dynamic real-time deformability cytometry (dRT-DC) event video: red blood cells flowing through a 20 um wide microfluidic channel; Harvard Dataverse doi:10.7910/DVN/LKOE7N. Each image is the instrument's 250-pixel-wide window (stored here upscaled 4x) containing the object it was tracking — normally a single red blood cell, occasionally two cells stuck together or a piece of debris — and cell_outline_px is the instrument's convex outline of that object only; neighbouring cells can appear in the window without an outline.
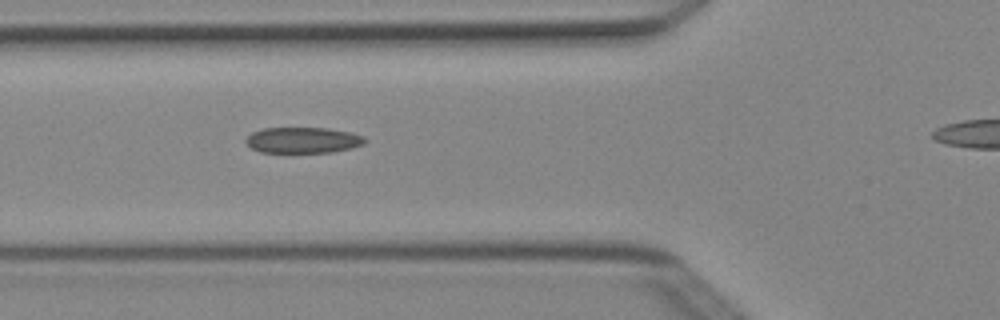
{"species": "Egyptian fruit bat (a non-hibernating species)", "species_latin": "Rousettus aegyptiacus", "temperature_condition": "cold", "stored_images_in_passage": 5, "camera_frame_rate_fps": 3000, "um_per_image_px": 0.085, "animal": {"sex": "female"}, "frame": {"image": 1, "passage_image": 4, "time_ms": 1.0, "image_size_px": [1000, 320], "cell_outline_px": [[368, 140], [364, 144], [352, 148], [332, 152], [260, 152], [252, 148], [244, 140], [252, 132], [264, 128], [328, 128], [352, 132], [364, 136]], "centroid_in_image_um": [25.8, 11.91], "position_along_channel_um": 100.0, "area_um2": 18.03}}